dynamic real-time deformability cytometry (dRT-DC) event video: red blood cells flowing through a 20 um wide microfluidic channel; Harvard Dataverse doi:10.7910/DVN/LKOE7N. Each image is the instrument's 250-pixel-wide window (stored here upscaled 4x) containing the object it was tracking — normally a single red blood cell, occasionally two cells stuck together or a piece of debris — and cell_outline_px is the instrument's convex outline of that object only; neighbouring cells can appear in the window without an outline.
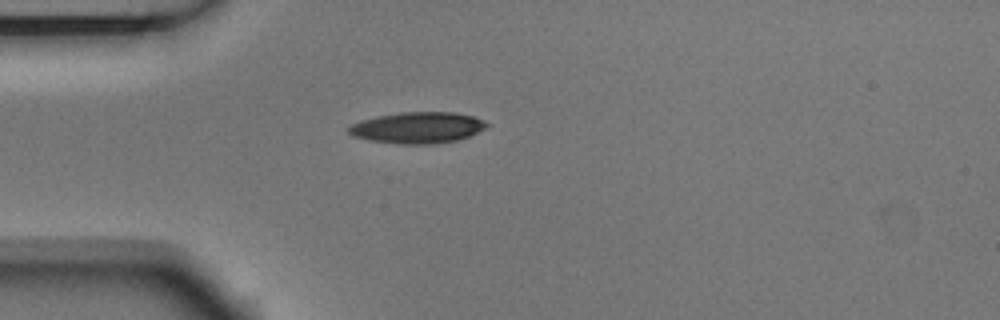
{"species": "Egyptian fruit bat (a non-hibernating species)", "species_latin": "Rousettus aegyptiacus", "temperature_condition": "room temperature", "stored_images_in_passage": 6, "camera_frame_rate_fps": 3000, "um_per_image_px": 0.085, "animal": {"sex": "male"}, "frame": {"image": 1, "passage_image": 5, "time_ms": 1.333, "image_size_px": [1000, 320], "cell_outline_px": [[488, 124], [484, 128], [468, 136], [456, 140], [432, 144], [396, 144], [368, 140], [352, 136], [348, 132], [348, 128], [352, 124], [360, 120], [400, 112], [456, 112], [472, 116], [484, 120]], "centroid_in_image_um": [35.46, 10.85], "position_along_channel_um": 49.5, "area_um2": 25.03}}